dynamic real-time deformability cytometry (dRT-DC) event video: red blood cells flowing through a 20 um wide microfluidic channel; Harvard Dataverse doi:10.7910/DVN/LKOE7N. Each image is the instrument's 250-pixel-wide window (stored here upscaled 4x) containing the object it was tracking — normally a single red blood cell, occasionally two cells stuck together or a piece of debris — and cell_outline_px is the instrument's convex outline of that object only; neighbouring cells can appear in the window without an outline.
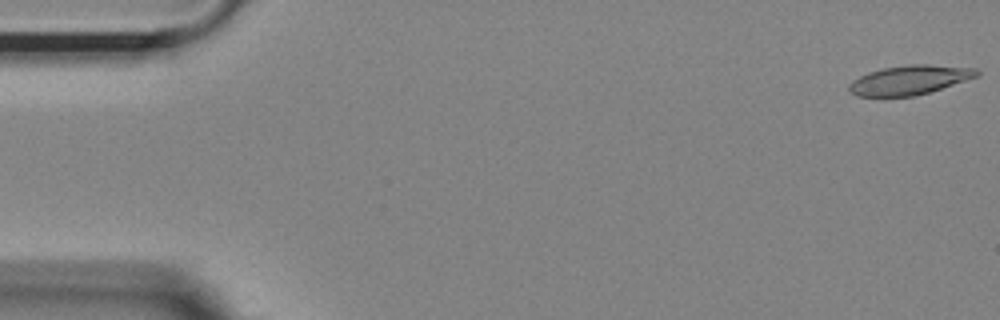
{"species": "Egyptian fruit bat (a non-hibernating species)", "species_latin": "Rousettus aegyptiacus", "temperature_condition": "room temperature", "stored_images_in_passage": 54, "camera_frame_rate_fps": 3000, "um_per_image_px": 0.085, "animal": {"sex": "female"}, "frame": {"image": 1, "passage_image": 1, "time_ms": 0.0, "image_size_px": [1000, 320], "cell_outline_px": [[980, 76], [916, 96], [856, 96], [848, 88], [848, 84], [852, 80], [868, 72], [884, 68], [908, 64], [928, 64], [976, 68], [980, 72]], "centroid_in_image_um": [77.34, 6.79], "position_along_channel_um": 7.7, "area_um2": 21.85}}
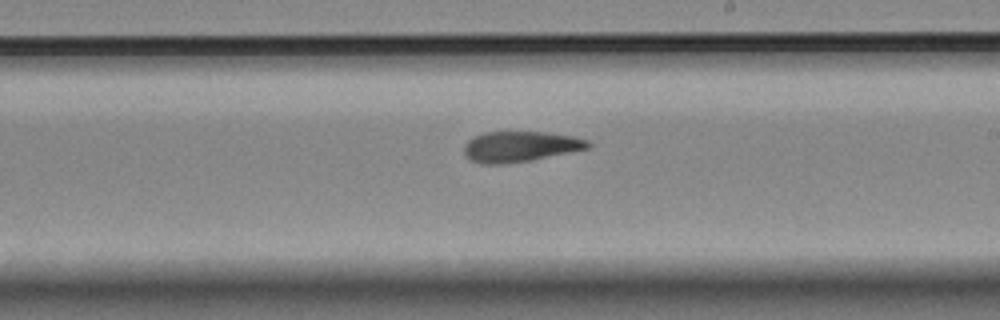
{"frame": {"image": 2, "passage_image": 31, "time_ms": 10.0, "image_size_px": [1000, 320], "cell_outline_px": [[592, 148], [532, 160], [504, 164], [484, 164], [472, 160], [464, 152], [464, 144], [472, 136], [484, 132], [544, 132], [572, 136], [588, 140], [592, 144]], "centroid_in_image_um": [44.25, 12.45], "position_along_channel_um": 244.8, "area_um2": 22.2}}
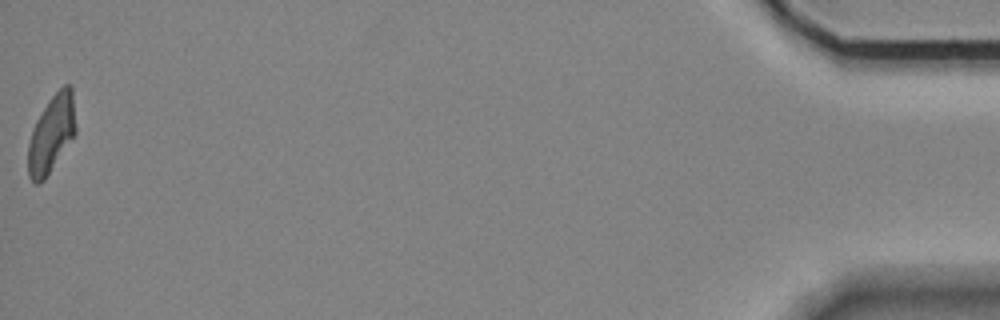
{"frame": {"image": 3, "passage_image": 54, "time_ms": 17.667, "image_size_px": [1000, 320], "cell_outline_px": [[76, 132], [44, 180], [36, 184], [28, 176], [28, 144], [36, 120], [48, 100], [64, 84], [72, 84], [76, 128]], "centroid_in_image_um": [4.38, 11.35], "position_along_channel_um": 430.8, "area_um2": 21.27}, "authors_computed_cell_mechanics": {"area_um2": 22.0796, "velocity_mm_per_s": 3.6879, "shape_relaxation_time_tau1_ms": 5.5218, "shape_relaxation_time_tau2_ms": 3.7562, "deformation_change_tau1": 0.1992, "deformation_change_tau2": 0.136}}